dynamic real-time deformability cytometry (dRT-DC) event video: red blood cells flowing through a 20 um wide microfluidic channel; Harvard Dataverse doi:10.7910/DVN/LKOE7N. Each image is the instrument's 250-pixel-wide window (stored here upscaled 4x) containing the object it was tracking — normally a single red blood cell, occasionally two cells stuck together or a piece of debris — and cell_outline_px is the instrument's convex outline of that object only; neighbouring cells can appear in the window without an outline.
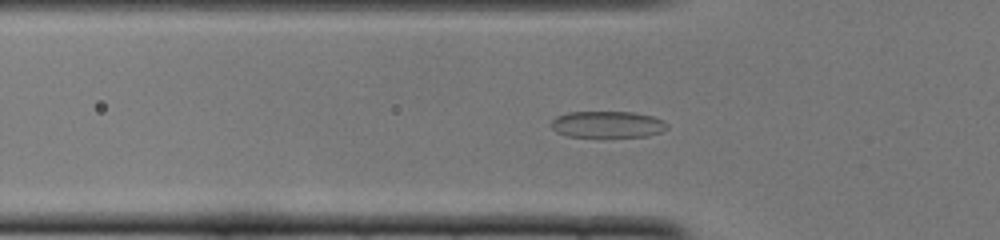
{"species": "common noctule bat (a hibernating species)", "species_latin": "Nyctalus noctula", "temperature_condition": "cold", "stored_images_in_passage": 51, "camera_frame_rate_fps": 3000, "um_per_image_px": 0.085, "animal": {"sex": "female", "body_mass_g": 22.0, "forearm_length_mm": 56.7}, "frame": {"image": 1, "passage_image": 16, "time_ms": 5.0, "image_size_px": [1000, 240], "cell_outline_px": [[668, 128], [660, 132], [648, 136], [568, 136], [556, 132], [548, 124], [556, 116], [568, 112], [632, 112], [652, 116], [664, 120], [668, 124]], "centroid_in_image_um": [51.62, 10.56], "position_along_channel_um": 74.2, "area_um2": 17.92}}
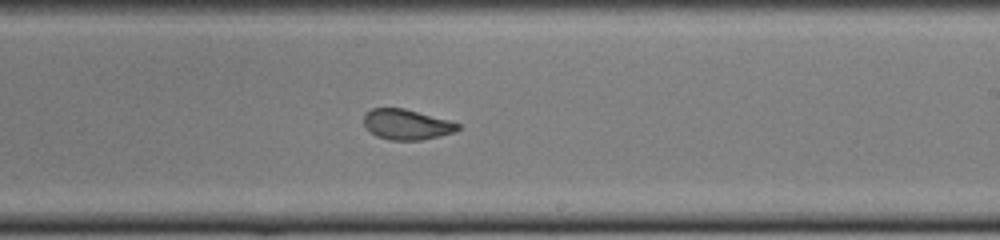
{"frame": {"image": 2, "passage_image": 30, "time_ms": 9.667, "image_size_px": [1000, 240], "cell_outline_px": [[460, 128], [456, 132], [440, 136], [420, 140], [388, 140], [376, 136], [364, 124], [364, 112], [372, 108], [404, 108], [448, 120], [460, 124]], "centroid_in_image_um": [34.57, 10.58], "position_along_channel_um": 254.4, "area_um2": 16.65}}
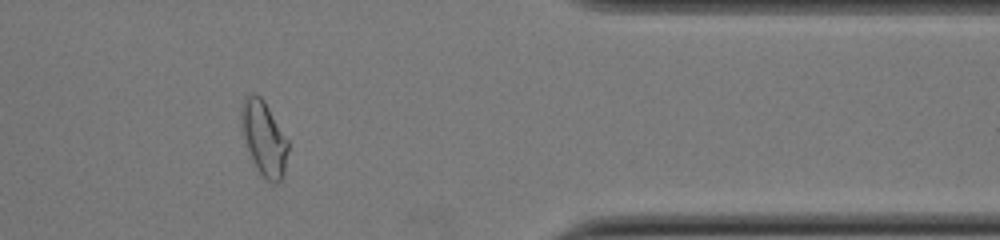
{"frame": {"image": 3, "passage_image": 42, "time_ms": 13.667, "image_size_px": [1000, 240], "cell_outline_px": [[288, 148], [284, 172], [280, 180], [276, 184], [272, 184], [260, 172], [252, 160], [244, 140], [240, 124], [240, 108], [244, 96], [248, 92], [256, 92], [264, 100], [288, 140]], "centroid_in_image_um": [22.4, 11.68], "position_along_channel_um": 389.0, "area_um2": 20.46}, "authors_computed_cell_mechanics": {"area_um2": 18.8428, "velocity_mm_per_s": 3.8727, "shape_relaxation_time_tau1_ms": 4.4851, "shape_relaxation_time_tau2_ms": 1.4517, "deformation_change_tau1": 0.1704, "deformation_change_tau2": 0.0643}}